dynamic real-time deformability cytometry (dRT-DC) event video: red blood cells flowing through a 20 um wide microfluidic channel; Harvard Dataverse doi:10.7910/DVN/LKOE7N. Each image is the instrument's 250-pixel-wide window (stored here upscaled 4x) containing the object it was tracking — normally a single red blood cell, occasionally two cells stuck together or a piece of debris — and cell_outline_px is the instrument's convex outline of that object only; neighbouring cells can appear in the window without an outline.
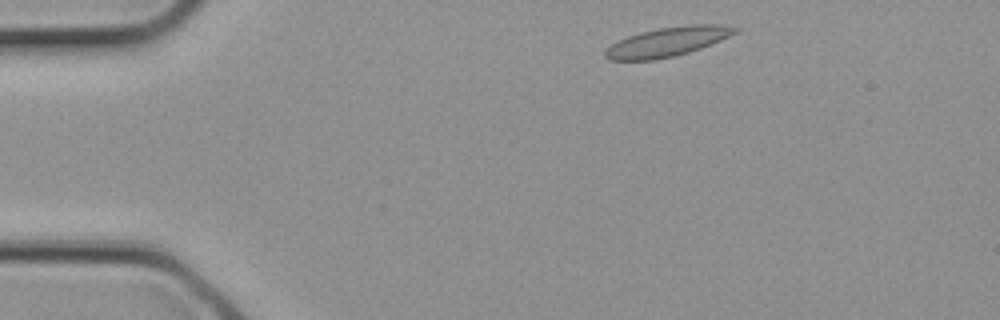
{"species": "common noctule bat (a hibernating species)", "species_latin": "Nyctalus noctula", "temperature_condition": "cold", "stored_images_in_passage": 2, "camera_frame_rate_fps": 3000, "um_per_image_px": 0.085, "animal": {"sex": "female", "body_mass_g": 21.9}, "frame": {"image": 1, "passage_image": 1, "time_ms": 0.0, "image_size_px": [1000, 320], "cell_outline_px": [[740, 28], [736, 32], [720, 40], [700, 48], [688, 52], [656, 60], [608, 60], [604, 56], [604, 52], [612, 44], [628, 36], [640, 32], [660, 28], [692, 24], [720, 24]], "centroid_in_image_um": [56.73, 3.55], "position_along_channel_um": 28.3, "area_um2": 21.85}}